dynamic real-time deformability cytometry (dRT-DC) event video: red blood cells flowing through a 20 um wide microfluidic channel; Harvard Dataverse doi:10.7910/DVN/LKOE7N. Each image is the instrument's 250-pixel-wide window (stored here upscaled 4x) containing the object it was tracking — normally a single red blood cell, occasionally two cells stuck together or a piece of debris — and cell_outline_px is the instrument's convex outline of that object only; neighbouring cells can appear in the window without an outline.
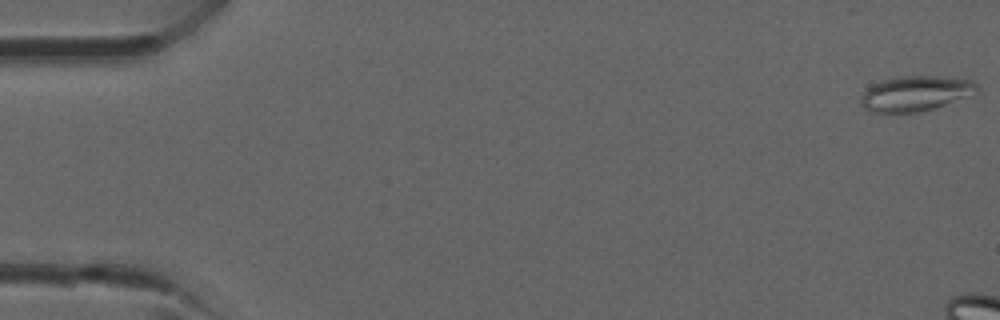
{"species": "common noctule bat (a hibernating species)", "species_latin": "Nyctalus noctula", "temperature_condition": "room temperature", "stored_images_in_passage": 7, "camera_frame_rate_fps": 3000, "um_per_image_px": 0.085, "animal": {"sex": "male", "forearm_length_mm": 52.5}, "frame": {"image": 1, "passage_image": 1, "time_ms": 0.0, "image_size_px": [1000, 320], "cell_outline_px": [[980, 92], [932, 108], [916, 112], [876, 112], [864, 108], [860, 100], [860, 96], [868, 88], [884, 80], [900, 76], [940, 76], [972, 80], [980, 88]], "centroid_in_image_um": [77.85, 7.93], "position_along_channel_um": 7.1, "area_um2": 23.41}}